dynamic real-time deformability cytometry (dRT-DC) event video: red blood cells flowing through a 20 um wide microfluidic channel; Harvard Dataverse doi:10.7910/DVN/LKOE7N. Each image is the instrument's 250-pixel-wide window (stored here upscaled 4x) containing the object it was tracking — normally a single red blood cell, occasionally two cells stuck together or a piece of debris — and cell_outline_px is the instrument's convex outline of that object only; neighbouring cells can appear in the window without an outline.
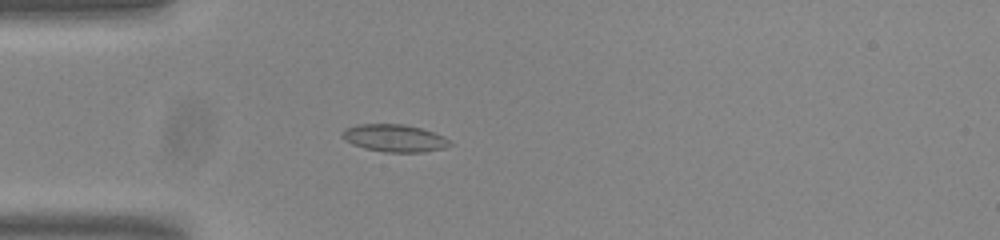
{"species": "common noctule bat (a hibernating species)", "species_latin": "Nyctalus noctula", "temperature_condition": "room temperature", "stored_images_in_passage": 44, "camera_frame_rate_fps": 3000, "um_per_image_px": 0.085, "animal": {"sex": "male", "body_mass_g": 20.0, "forearm_length_mm": 53.3}, "frame": {"image": 1, "passage_image": 15, "time_ms": 4.667, "image_size_px": [1000, 240], "cell_outline_px": [[452, 144], [444, 148], [424, 152], [384, 152], [364, 148], [352, 144], [344, 140], [340, 136], [340, 132], [344, 128], [356, 124], [404, 124], [420, 128], [444, 136]], "centroid_in_image_um": [33.46, 11.74], "position_along_channel_um": 51.5, "area_um2": 17.34}}
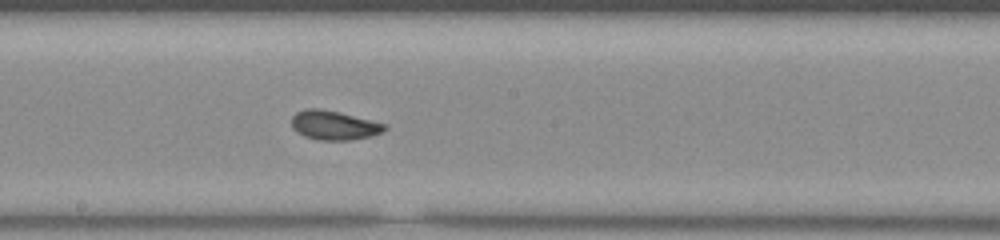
{"frame": {"image": 2, "passage_image": 29, "time_ms": 9.333, "image_size_px": [1000, 240], "cell_outline_px": [[388, 128], [380, 132], [368, 136], [348, 140], [316, 140], [304, 136], [296, 132], [292, 128], [292, 116], [296, 112], [308, 108], [316, 108], [336, 112], [388, 124]], "centroid_in_image_um": [28.35, 10.65], "position_along_channel_um": 219.9, "area_um2": 15.61}}
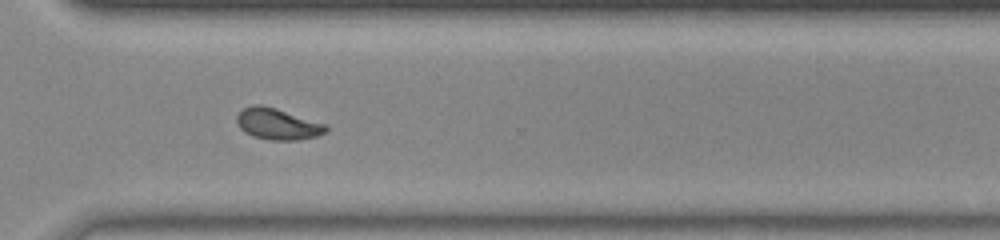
{"frame": {"image": 3, "passage_image": 39, "time_ms": 12.667, "image_size_px": [1000, 240], "cell_outline_px": [[328, 128], [324, 132], [316, 136], [296, 140], [268, 140], [252, 136], [244, 132], [240, 128], [236, 120], [236, 116], [244, 108], [252, 104], [260, 104], [276, 108], [324, 124]], "centroid_in_image_um": [23.53, 10.54], "position_along_channel_um": 347.1, "area_um2": 16.07}, "authors_computed_cell_mechanics": {"area_um2": 16.0395, "velocity_mm_per_s": 3.816, "shape_relaxation_time_tau1_ms": 4.6167, "shape_relaxation_time_tau2_ms": 1.5937, "deformation_change_tau1": 0.1305, "deformation_change_tau2": 0.057}}